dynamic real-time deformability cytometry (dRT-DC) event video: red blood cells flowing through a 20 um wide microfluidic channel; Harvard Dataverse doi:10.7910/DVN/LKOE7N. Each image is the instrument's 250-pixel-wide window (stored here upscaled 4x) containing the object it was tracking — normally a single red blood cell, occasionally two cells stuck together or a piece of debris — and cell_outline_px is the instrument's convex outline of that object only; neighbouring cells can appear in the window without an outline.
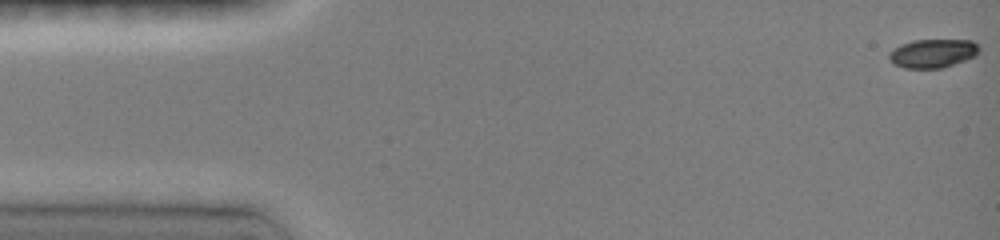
{"species": "common noctule bat (a hibernating species)", "species_latin": "Nyctalus noctula", "temperature_condition": "room temperature", "stored_images_in_passage": 48, "camera_frame_rate_fps": 3000, "um_per_image_px": 0.085, "animal": {"sex": "female", "body_mass_g": 19.0, "forearm_length_mm": 51.5}, "frame": {"image": 1, "passage_image": 1, "time_ms": 0.0, "image_size_px": [1000, 240], "cell_outline_px": [[980, 52], [976, 56], [940, 68], [904, 68], [888, 60], [888, 52], [892, 48], [900, 44], [912, 40], [972, 40], [980, 48]], "centroid_in_image_um": [79.25, 4.52], "position_along_channel_um": 5.7, "area_um2": 15.14}}
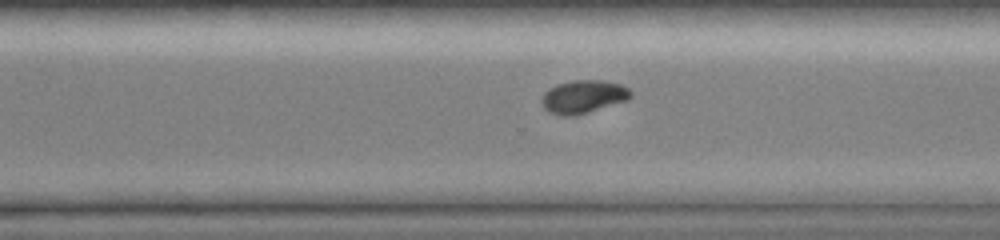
{"frame": {"image": 2, "passage_image": 34, "time_ms": 11.0, "image_size_px": [1000, 240], "cell_outline_px": [[632, 96], [628, 100], [588, 112], [572, 116], [560, 116], [548, 112], [544, 108], [540, 100], [544, 92], [548, 88], [556, 84], [572, 80], [600, 80], [620, 84], [628, 88], [632, 92]], "centroid_in_image_um": [49.55, 8.22], "position_along_channel_um": 321.1, "area_um2": 17.34}}
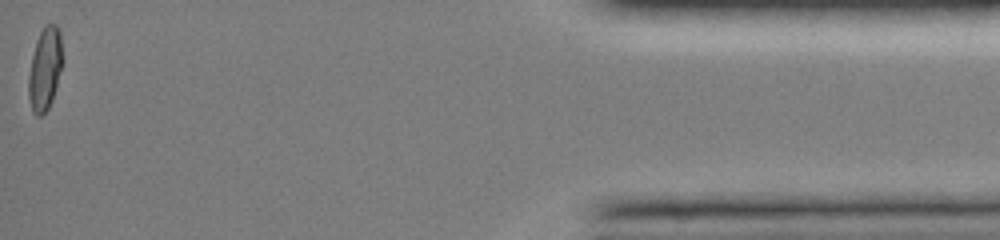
{"frame": {"image": 3, "passage_image": 48, "time_ms": 15.667, "image_size_px": [1000, 240], "cell_outline_px": [[64, 60], [52, 100], [48, 108], [40, 116], [36, 116], [32, 112], [28, 96], [28, 76], [32, 56], [36, 40], [44, 24], [56, 24], [60, 32]], "centroid_in_image_um": [3.83, 5.83], "position_along_channel_um": 431.4, "area_um2": 16.7}, "authors_computed_cell_mechanics": {"area_um2": 16.762, "velocity_mm_per_s": 4.039, "shape_relaxation_time_tau1_ms": 3.5759, "shape_relaxation_time_tau2_ms": null, "deformation_change_tau1": 0.1735, "deformation_change_tau2": null}}